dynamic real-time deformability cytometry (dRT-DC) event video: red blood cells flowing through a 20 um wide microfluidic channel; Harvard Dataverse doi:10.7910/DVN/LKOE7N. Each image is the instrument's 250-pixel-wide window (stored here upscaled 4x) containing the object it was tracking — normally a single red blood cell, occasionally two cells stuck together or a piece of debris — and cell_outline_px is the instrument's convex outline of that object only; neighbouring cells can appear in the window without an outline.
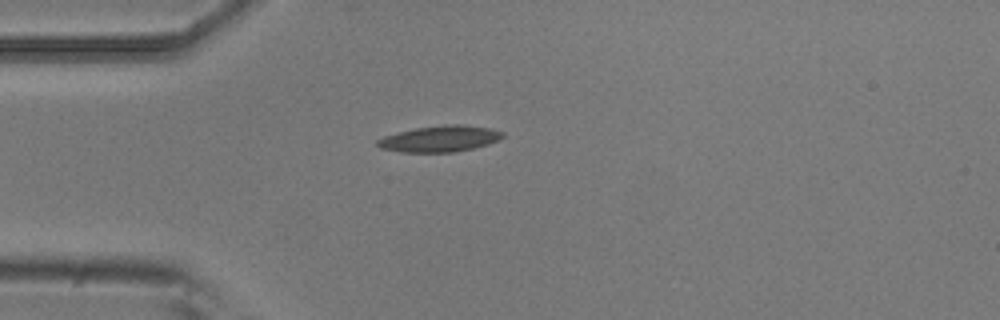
{"species": "common noctule bat (a hibernating species)", "species_latin": "Nyctalus noctula", "temperature_condition": "room temperature", "stored_images_in_passage": 2, "camera_frame_rate_fps": 3000, "um_per_image_px": 0.085, "animal": {"sex": "male", "body_mass_g": 20.5, "forearm_length_mm": 52.5}, "frame": {"image": 1, "passage_image": 1, "time_ms": 0.0, "image_size_px": [1000, 320], "cell_outline_px": [[504, 136], [500, 140], [488, 144], [472, 148], [452, 152], [400, 152], [380, 148], [376, 144], [376, 140], [384, 136], [396, 132], [416, 128], [444, 124], [464, 124], [492, 128], [504, 132]], "centroid_in_image_um": [37.4, 11.78], "position_along_channel_um": 47.6, "area_um2": 19.31}}